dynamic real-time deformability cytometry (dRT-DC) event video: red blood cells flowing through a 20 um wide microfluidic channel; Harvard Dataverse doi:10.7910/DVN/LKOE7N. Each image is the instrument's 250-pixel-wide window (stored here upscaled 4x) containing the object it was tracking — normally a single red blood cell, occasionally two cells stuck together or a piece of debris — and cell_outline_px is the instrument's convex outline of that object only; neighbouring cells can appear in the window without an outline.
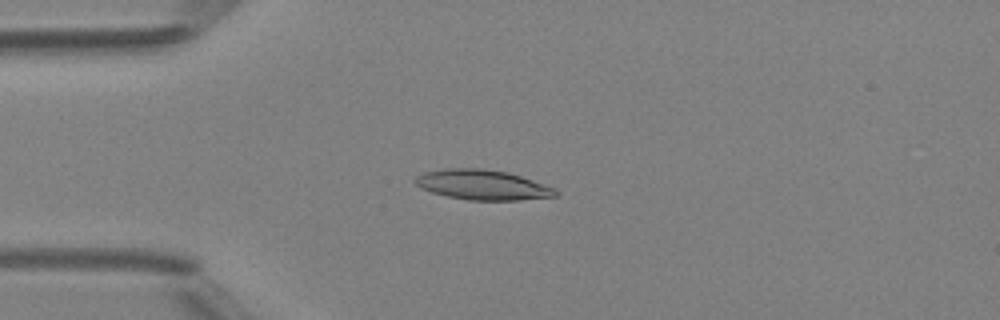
{"species": "Egyptian fruit bat (a non-hibernating species)", "species_latin": "Rousettus aegyptiacus", "temperature_condition": "room temperature", "stored_images_in_passage": 48, "camera_frame_rate_fps": 3000, "um_per_image_px": 0.085, "animal": {"sex": "female"}, "frame": {"image": 1, "passage_image": 12, "time_ms": 3.667, "image_size_px": [1000, 320], "cell_outline_px": [[560, 192], [556, 196], [520, 200], [468, 200], [448, 196], [432, 192], [416, 184], [412, 180], [416, 176], [424, 172], [444, 168], [484, 168], [508, 172], [556, 188]], "centroid_in_image_um": [41.03, 15.7], "position_along_channel_um": 44.0, "area_um2": 24.57}}
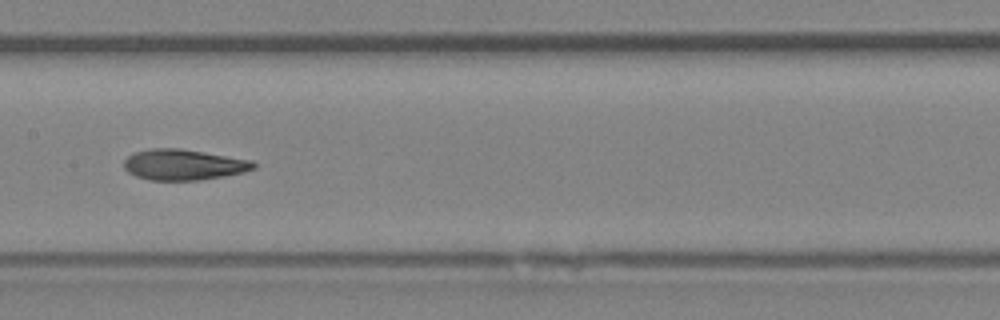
{"frame": {"image": 2, "passage_image": 24, "time_ms": 7.667, "image_size_px": [1000, 320], "cell_outline_px": [[256, 168], [244, 172], [224, 176], [200, 180], [148, 180], [136, 176], [128, 172], [124, 168], [124, 160], [128, 156], [136, 152], [152, 148], [176, 148], [252, 160], [256, 164]], "centroid_in_image_um": [15.6, 14.01], "position_along_channel_um": 191.8, "area_um2": 23.06}}
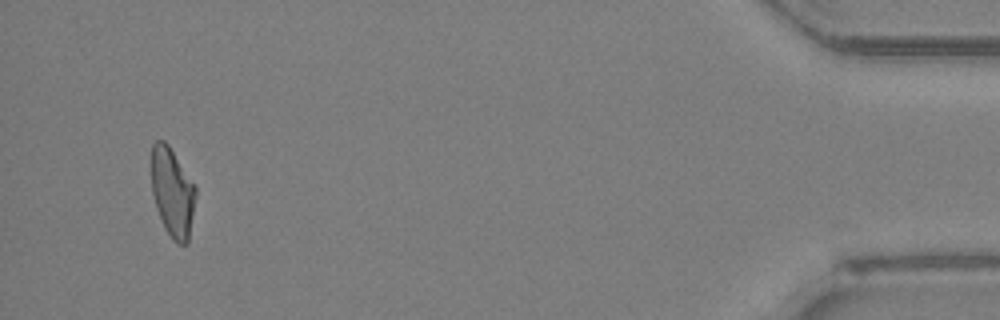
{"frame": {"image": 3, "passage_image": 46, "time_ms": 15.0, "image_size_px": [1000, 320], "cell_outline_px": [[196, 196], [188, 244], [176, 244], [172, 240], [164, 228], [156, 208], [152, 192], [148, 168], [152, 144], [156, 140], [164, 140], [168, 144], [196, 188]], "centroid_in_image_um": [14.6, 16.33], "position_along_channel_um": 420.6, "area_um2": 23.58}, "authors_computed_cell_mechanics": {"area_um2": 23.6113, "velocity_mm_per_s": 4.2233, "shape_relaxation_time_tau1_ms": 4.6877, "shape_relaxation_time_tau2_ms": 2.7143, "deformation_change_tau1": 0.1691, "deformation_change_tau2": 0.0931}}